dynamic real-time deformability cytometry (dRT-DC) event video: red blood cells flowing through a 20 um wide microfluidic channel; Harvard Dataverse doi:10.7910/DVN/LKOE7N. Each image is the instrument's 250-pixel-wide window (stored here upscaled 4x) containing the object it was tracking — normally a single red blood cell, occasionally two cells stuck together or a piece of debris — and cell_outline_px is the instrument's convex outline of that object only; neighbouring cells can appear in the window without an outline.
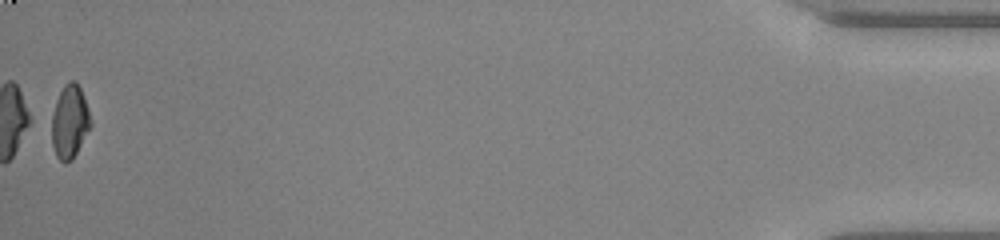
{"species": "common noctule bat (a hibernating species)", "species_latin": "Nyctalus noctula", "temperature_condition": "warm", "stored_images_in_passage": 34, "camera_frame_rate_fps": 3000, "um_per_image_px": 0.085, "animal": {"sex": "male", "body_mass_g": 20.0, "forearm_length_mm": 53.3}, "frame": {"image": 1, "passage_image": 34, "time_ms": 11.0, "image_size_px": [1000, 240], "cell_outline_px": [[92, 124], [72, 160], [64, 164], [56, 156], [44, 120], [64, 84], [72, 80], [76, 80], [80, 88], [88, 108], [92, 120]], "centroid_in_image_um": [5.81, 10.33], "position_along_channel_um": 429.4, "area_um2": 17.92}, "authors_computed_cell_mechanics": {"area_um2": 16.9643, "velocity_mm_per_s": 4.3113, "shape_relaxation_time_tau1_ms": 7.1717, "shape_relaxation_time_tau2_ms": 4.6987, "deformation_change_tau1": 0.2208, "deformation_change_tau2": 0.0872}}